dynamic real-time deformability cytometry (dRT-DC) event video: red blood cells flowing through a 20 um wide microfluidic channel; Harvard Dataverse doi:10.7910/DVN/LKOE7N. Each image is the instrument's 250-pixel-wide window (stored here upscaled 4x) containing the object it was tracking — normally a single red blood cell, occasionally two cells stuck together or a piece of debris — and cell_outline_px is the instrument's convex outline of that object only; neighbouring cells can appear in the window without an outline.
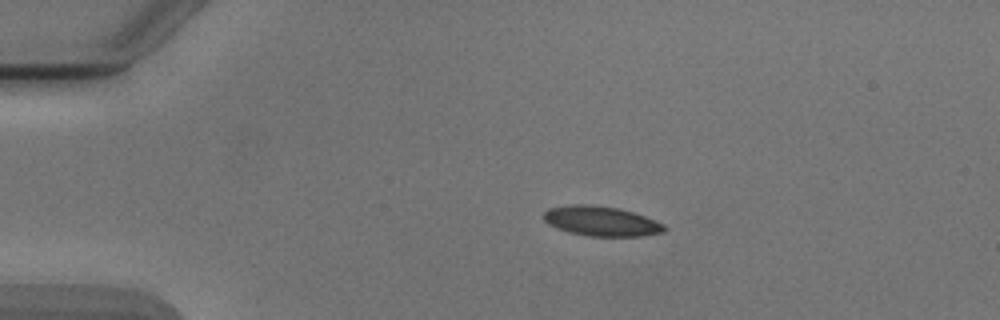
{"species": "Egyptian fruit bat (a non-hibernating species)", "species_latin": "Rousettus aegyptiacus", "temperature_condition": "cold", "stored_images_in_passage": 3, "camera_frame_rate_fps": 3000, "um_per_image_px": 0.085, "animal": {"sex": "male"}, "frame": {"image": 1, "passage_image": 1, "time_ms": 0.0, "image_size_px": [1000, 320], "cell_outline_px": [[668, 228], [664, 232], [644, 236], [588, 236], [568, 232], [556, 228], [548, 224], [544, 220], [544, 212], [548, 208], [572, 204], [592, 204], [620, 208], [644, 216], [664, 224]], "centroid_in_image_um": [51.1, 18.79], "position_along_channel_um": 33.9, "area_um2": 21.15}}
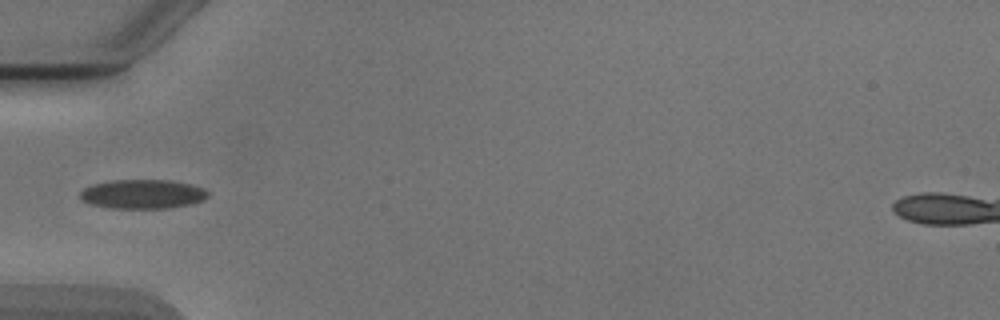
{"frame": {"image": 2, "passage_image": 3, "time_ms": 2.333, "image_size_px": [1000, 320], "cell_outline_px": [[208, 196], [192, 204], [168, 208], [112, 208], [92, 204], [80, 200], [80, 192], [84, 188], [92, 184], [112, 180], [172, 180], [192, 184], [204, 188], [208, 192]], "centroid_in_image_um": [12.12, 16.49], "position_along_channel_um": 72.9, "area_um2": 21.79}}